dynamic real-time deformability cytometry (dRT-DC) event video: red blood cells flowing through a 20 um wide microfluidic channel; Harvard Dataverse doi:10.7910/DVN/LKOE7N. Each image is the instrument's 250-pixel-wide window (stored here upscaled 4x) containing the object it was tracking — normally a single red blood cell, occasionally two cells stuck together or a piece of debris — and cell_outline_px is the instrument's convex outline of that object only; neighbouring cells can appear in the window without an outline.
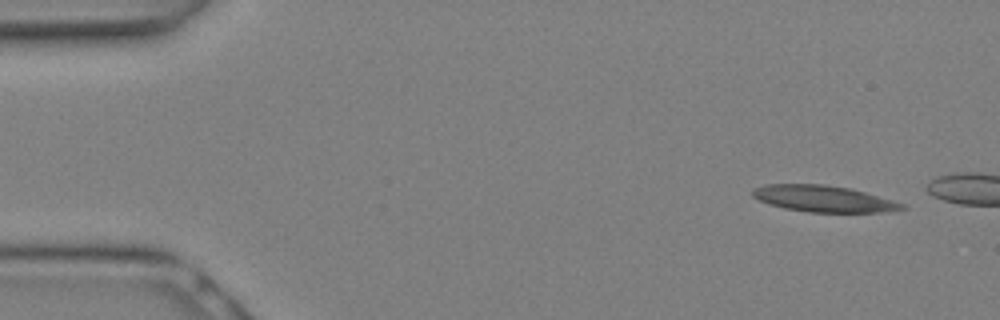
{"species": "Egyptian fruit bat (a non-hibernating species)", "species_latin": "Rousettus aegyptiacus", "temperature_condition": "warm", "stored_images_in_passage": 5, "camera_frame_rate_fps": 3000, "um_per_image_px": 0.085, "animal": {"sex": "female"}, "frame": {"image": 1, "passage_image": 1, "time_ms": 0.0, "image_size_px": [1000, 320], "cell_outline_px": [[908, 208], [880, 212], [808, 212], [784, 208], [760, 200], [752, 196], [752, 188], [764, 184], [824, 184], [852, 188], [892, 200], [904, 204]], "centroid_in_image_um": [69.99, 16.88], "position_along_channel_um": 15.0, "area_um2": 22.95}}